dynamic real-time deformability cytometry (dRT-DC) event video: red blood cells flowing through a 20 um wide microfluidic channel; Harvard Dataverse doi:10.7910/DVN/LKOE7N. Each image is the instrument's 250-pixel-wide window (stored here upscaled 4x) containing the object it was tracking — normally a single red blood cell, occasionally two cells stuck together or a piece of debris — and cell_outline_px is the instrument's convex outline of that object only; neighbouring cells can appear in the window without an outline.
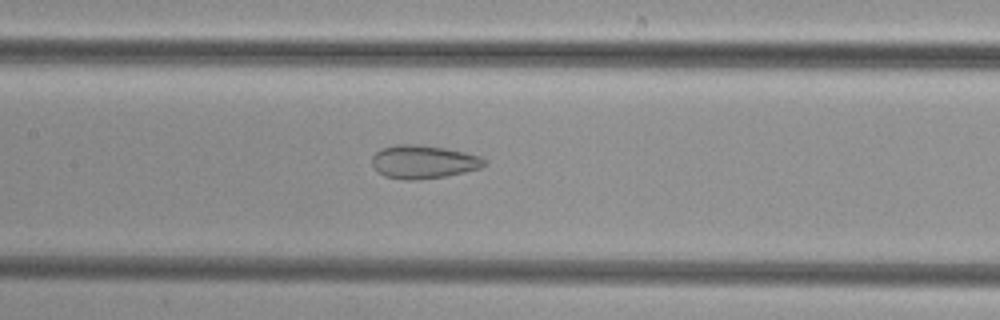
{"species": "common noctule bat (a hibernating species)", "species_latin": "Nyctalus noctula", "temperature_condition": "cold", "stored_images_in_passage": 32, "camera_frame_rate_fps": 3000, "um_per_image_px": 0.085, "animal": {"sex": "female", "body_mass_g": 29.2, "forearm_length_mm": 56.3}, "frame": {"image": 1, "passage_image": 10, "time_ms": 3.0, "image_size_px": [1000, 320], "cell_outline_px": [[488, 164], [480, 168], [464, 172], [444, 176], [416, 180], [404, 180], [384, 176], [372, 164], [372, 156], [380, 148], [396, 144], [416, 144], [444, 148], [464, 152], [480, 156], [488, 160]], "centroid_in_image_um": [36.0, 13.75], "position_along_channel_um": 171.4, "area_um2": 21.85}}
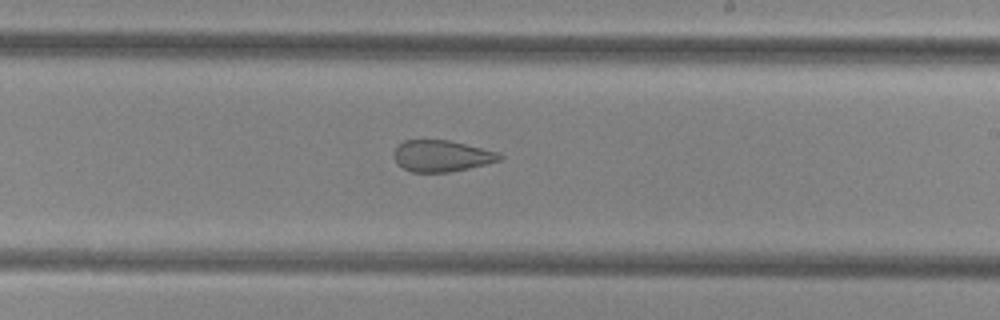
{"frame": {"image": 2, "passage_image": 16, "time_ms": 5.0, "image_size_px": [1000, 320], "cell_outline_px": [[504, 156], [500, 160], [468, 168], [448, 172], [412, 172], [404, 168], [392, 156], [396, 148], [404, 140], [448, 140], [500, 152]], "centroid_in_image_um": [37.56, 13.25], "position_along_channel_um": 251.4, "area_um2": 19.13}}
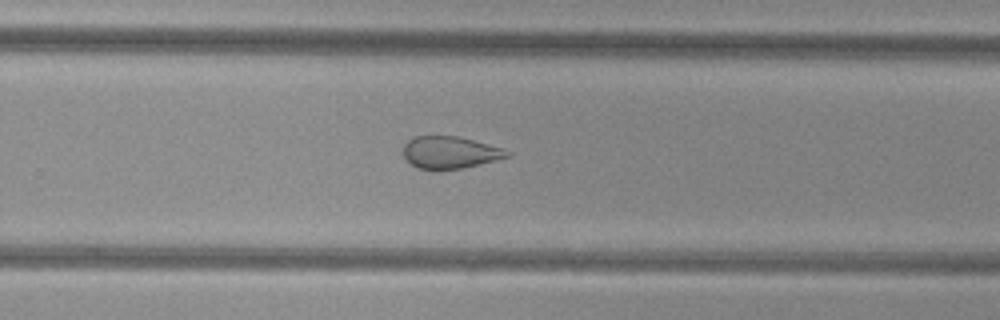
{"frame": {"image": 3, "passage_image": 19, "time_ms": 6.0, "image_size_px": [1000, 320], "cell_outline_px": [[512, 156], [496, 160], [460, 168], [416, 168], [404, 156], [404, 144], [408, 140], [416, 136], [460, 136], [504, 148], [512, 152]], "centroid_in_image_um": [38.31, 12.93], "position_along_channel_um": 291.5, "area_um2": 19.25}}